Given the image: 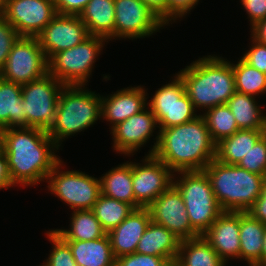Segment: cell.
I'll list each match as a JSON object with an SVG mask.
<instances>
[{
  "label": "cell",
  "instance_id": "cell-5",
  "mask_svg": "<svg viewBox=\"0 0 266 266\" xmlns=\"http://www.w3.org/2000/svg\"><path fill=\"white\" fill-rule=\"evenodd\" d=\"M100 118L99 94L86 90L84 85H64L60 91L55 120L47 133L60 147L63 139L88 129Z\"/></svg>",
  "mask_w": 266,
  "mask_h": 266
},
{
  "label": "cell",
  "instance_id": "cell-18",
  "mask_svg": "<svg viewBox=\"0 0 266 266\" xmlns=\"http://www.w3.org/2000/svg\"><path fill=\"white\" fill-rule=\"evenodd\" d=\"M239 233V212L223 211L202 236L227 264L240 259Z\"/></svg>",
  "mask_w": 266,
  "mask_h": 266
},
{
  "label": "cell",
  "instance_id": "cell-40",
  "mask_svg": "<svg viewBox=\"0 0 266 266\" xmlns=\"http://www.w3.org/2000/svg\"><path fill=\"white\" fill-rule=\"evenodd\" d=\"M241 3L250 18L251 26L266 18V0H241Z\"/></svg>",
  "mask_w": 266,
  "mask_h": 266
},
{
  "label": "cell",
  "instance_id": "cell-49",
  "mask_svg": "<svg viewBox=\"0 0 266 266\" xmlns=\"http://www.w3.org/2000/svg\"><path fill=\"white\" fill-rule=\"evenodd\" d=\"M263 136L266 138V116H265L264 125H263Z\"/></svg>",
  "mask_w": 266,
  "mask_h": 266
},
{
  "label": "cell",
  "instance_id": "cell-35",
  "mask_svg": "<svg viewBox=\"0 0 266 266\" xmlns=\"http://www.w3.org/2000/svg\"><path fill=\"white\" fill-rule=\"evenodd\" d=\"M238 166L266 177V138L264 136L245 154Z\"/></svg>",
  "mask_w": 266,
  "mask_h": 266
},
{
  "label": "cell",
  "instance_id": "cell-9",
  "mask_svg": "<svg viewBox=\"0 0 266 266\" xmlns=\"http://www.w3.org/2000/svg\"><path fill=\"white\" fill-rule=\"evenodd\" d=\"M61 165L60 160L47 176V187L72 210H91L101 194L100 179L77 170L59 171Z\"/></svg>",
  "mask_w": 266,
  "mask_h": 266
},
{
  "label": "cell",
  "instance_id": "cell-45",
  "mask_svg": "<svg viewBox=\"0 0 266 266\" xmlns=\"http://www.w3.org/2000/svg\"><path fill=\"white\" fill-rule=\"evenodd\" d=\"M251 30V37L263 44H266V18L257 22L251 27Z\"/></svg>",
  "mask_w": 266,
  "mask_h": 266
},
{
  "label": "cell",
  "instance_id": "cell-26",
  "mask_svg": "<svg viewBox=\"0 0 266 266\" xmlns=\"http://www.w3.org/2000/svg\"><path fill=\"white\" fill-rule=\"evenodd\" d=\"M262 136L263 130L239 129L232 136L216 143L215 159L225 164L238 165Z\"/></svg>",
  "mask_w": 266,
  "mask_h": 266
},
{
  "label": "cell",
  "instance_id": "cell-19",
  "mask_svg": "<svg viewBox=\"0 0 266 266\" xmlns=\"http://www.w3.org/2000/svg\"><path fill=\"white\" fill-rule=\"evenodd\" d=\"M151 222L148 208L134 209L116 228L107 233L115 258L135 253L140 238Z\"/></svg>",
  "mask_w": 266,
  "mask_h": 266
},
{
  "label": "cell",
  "instance_id": "cell-36",
  "mask_svg": "<svg viewBox=\"0 0 266 266\" xmlns=\"http://www.w3.org/2000/svg\"><path fill=\"white\" fill-rule=\"evenodd\" d=\"M19 34L7 20L0 15V70L7 62L13 44L18 40Z\"/></svg>",
  "mask_w": 266,
  "mask_h": 266
},
{
  "label": "cell",
  "instance_id": "cell-1",
  "mask_svg": "<svg viewBox=\"0 0 266 266\" xmlns=\"http://www.w3.org/2000/svg\"><path fill=\"white\" fill-rule=\"evenodd\" d=\"M0 148L5 152L13 185L33 186L47 179L61 160L59 147L47 131L33 127L0 130ZM55 150V151H54Z\"/></svg>",
  "mask_w": 266,
  "mask_h": 266
},
{
  "label": "cell",
  "instance_id": "cell-14",
  "mask_svg": "<svg viewBox=\"0 0 266 266\" xmlns=\"http://www.w3.org/2000/svg\"><path fill=\"white\" fill-rule=\"evenodd\" d=\"M114 38H145L165 24L141 0H114Z\"/></svg>",
  "mask_w": 266,
  "mask_h": 266
},
{
  "label": "cell",
  "instance_id": "cell-47",
  "mask_svg": "<svg viewBox=\"0 0 266 266\" xmlns=\"http://www.w3.org/2000/svg\"><path fill=\"white\" fill-rule=\"evenodd\" d=\"M166 266H183L179 261L176 259L168 261Z\"/></svg>",
  "mask_w": 266,
  "mask_h": 266
},
{
  "label": "cell",
  "instance_id": "cell-13",
  "mask_svg": "<svg viewBox=\"0 0 266 266\" xmlns=\"http://www.w3.org/2000/svg\"><path fill=\"white\" fill-rule=\"evenodd\" d=\"M56 14L54 0H6L2 16L20 37H37Z\"/></svg>",
  "mask_w": 266,
  "mask_h": 266
},
{
  "label": "cell",
  "instance_id": "cell-15",
  "mask_svg": "<svg viewBox=\"0 0 266 266\" xmlns=\"http://www.w3.org/2000/svg\"><path fill=\"white\" fill-rule=\"evenodd\" d=\"M147 208L153 223L164 226L180 240L200 236L192 228L182 195L174 185L162 193Z\"/></svg>",
  "mask_w": 266,
  "mask_h": 266
},
{
  "label": "cell",
  "instance_id": "cell-28",
  "mask_svg": "<svg viewBox=\"0 0 266 266\" xmlns=\"http://www.w3.org/2000/svg\"><path fill=\"white\" fill-rule=\"evenodd\" d=\"M183 266H225L226 263L202 235L180 241L176 258Z\"/></svg>",
  "mask_w": 266,
  "mask_h": 266
},
{
  "label": "cell",
  "instance_id": "cell-27",
  "mask_svg": "<svg viewBox=\"0 0 266 266\" xmlns=\"http://www.w3.org/2000/svg\"><path fill=\"white\" fill-rule=\"evenodd\" d=\"M101 194L131 204L135 208L132 185V162H125L109 170L100 178Z\"/></svg>",
  "mask_w": 266,
  "mask_h": 266
},
{
  "label": "cell",
  "instance_id": "cell-33",
  "mask_svg": "<svg viewBox=\"0 0 266 266\" xmlns=\"http://www.w3.org/2000/svg\"><path fill=\"white\" fill-rule=\"evenodd\" d=\"M235 89L239 93L257 96L266 92V74L250 66L242 58L237 64H232Z\"/></svg>",
  "mask_w": 266,
  "mask_h": 266
},
{
  "label": "cell",
  "instance_id": "cell-4",
  "mask_svg": "<svg viewBox=\"0 0 266 266\" xmlns=\"http://www.w3.org/2000/svg\"><path fill=\"white\" fill-rule=\"evenodd\" d=\"M203 171L222 211L246 212L259 197L266 177L216 159Z\"/></svg>",
  "mask_w": 266,
  "mask_h": 266
},
{
  "label": "cell",
  "instance_id": "cell-8",
  "mask_svg": "<svg viewBox=\"0 0 266 266\" xmlns=\"http://www.w3.org/2000/svg\"><path fill=\"white\" fill-rule=\"evenodd\" d=\"M63 86L64 84L49 73L22 85L23 108L27 127L45 131L51 128Z\"/></svg>",
  "mask_w": 266,
  "mask_h": 266
},
{
  "label": "cell",
  "instance_id": "cell-41",
  "mask_svg": "<svg viewBox=\"0 0 266 266\" xmlns=\"http://www.w3.org/2000/svg\"><path fill=\"white\" fill-rule=\"evenodd\" d=\"M90 0H54L58 14L80 15Z\"/></svg>",
  "mask_w": 266,
  "mask_h": 266
},
{
  "label": "cell",
  "instance_id": "cell-21",
  "mask_svg": "<svg viewBox=\"0 0 266 266\" xmlns=\"http://www.w3.org/2000/svg\"><path fill=\"white\" fill-rule=\"evenodd\" d=\"M180 241L167 228L151 221L140 238L135 252L159 256L171 261L177 258Z\"/></svg>",
  "mask_w": 266,
  "mask_h": 266
},
{
  "label": "cell",
  "instance_id": "cell-23",
  "mask_svg": "<svg viewBox=\"0 0 266 266\" xmlns=\"http://www.w3.org/2000/svg\"><path fill=\"white\" fill-rule=\"evenodd\" d=\"M79 17L89 35L114 39V0H90Z\"/></svg>",
  "mask_w": 266,
  "mask_h": 266
},
{
  "label": "cell",
  "instance_id": "cell-43",
  "mask_svg": "<svg viewBox=\"0 0 266 266\" xmlns=\"http://www.w3.org/2000/svg\"><path fill=\"white\" fill-rule=\"evenodd\" d=\"M165 25H167V0H141Z\"/></svg>",
  "mask_w": 266,
  "mask_h": 266
},
{
  "label": "cell",
  "instance_id": "cell-38",
  "mask_svg": "<svg viewBox=\"0 0 266 266\" xmlns=\"http://www.w3.org/2000/svg\"><path fill=\"white\" fill-rule=\"evenodd\" d=\"M252 47L241 57L250 66L266 74V44L252 37Z\"/></svg>",
  "mask_w": 266,
  "mask_h": 266
},
{
  "label": "cell",
  "instance_id": "cell-25",
  "mask_svg": "<svg viewBox=\"0 0 266 266\" xmlns=\"http://www.w3.org/2000/svg\"><path fill=\"white\" fill-rule=\"evenodd\" d=\"M64 241L69 245L78 266H115V257L107 234L91 241Z\"/></svg>",
  "mask_w": 266,
  "mask_h": 266
},
{
  "label": "cell",
  "instance_id": "cell-34",
  "mask_svg": "<svg viewBox=\"0 0 266 266\" xmlns=\"http://www.w3.org/2000/svg\"><path fill=\"white\" fill-rule=\"evenodd\" d=\"M47 237L53 248L44 266H78L69 245L54 230H49Z\"/></svg>",
  "mask_w": 266,
  "mask_h": 266
},
{
  "label": "cell",
  "instance_id": "cell-42",
  "mask_svg": "<svg viewBox=\"0 0 266 266\" xmlns=\"http://www.w3.org/2000/svg\"><path fill=\"white\" fill-rule=\"evenodd\" d=\"M246 212L266 225V180L262 185L259 197Z\"/></svg>",
  "mask_w": 266,
  "mask_h": 266
},
{
  "label": "cell",
  "instance_id": "cell-12",
  "mask_svg": "<svg viewBox=\"0 0 266 266\" xmlns=\"http://www.w3.org/2000/svg\"><path fill=\"white\" fill-rule=\"evenodd\" d=\"M143 163H132V185L135 209L147 208L172 185L174 172L154 155H146Z\"/></svg>",
  "mask_w": 266,
  "mask_h": 266
},
{
  "label": "cell",
  "instance_id": "cell-29",
  "mask_svg": "<svg viewBox=\"0 0 266 266\" xmlns=\"http://www.w3.org/2000/svg\"><path fill=\"white\" fill-rule=\"evenodd\" d=\"M256 96L235 92L227 101L239 129L263 130L265 114L261 113Z\"/></svg>",
  "mask_w": 266,
  "mask_h": 266
},
{
  "label": "cell",
  "instance_id": "cell-39",
  "mask_svg": "<svg viewBox=\"0 0 266 266\" xmlns=\"http://www.w3.org/2000/svg\"><path fill=\"white\" fill-rule=\"evenodd\" d=\"M199 0H167V24L185 16Z\"/></svg>",
  "mask_w": 266,
  "mask_h": 266
},
{
  "label": "cell",
  "instance_id": "cell-46",
  "mask_svg": "<svg viewBox=\"0 0 266 266\" xmlns=\"http://www.w3.org/2000/svg\"><path fill=\"white\" fill-rule=\"evenodd\" d=\"M261 266H266V229L263 236V247L261 251Z\"/></svg>",
  "mask_w": 266,
  "mask_h": 266
},
{
  "label": "cell",
  "instance_id": "cell-22",
  "mask_svg": "<svg viewBox=\"0 0 266 266\" xmlns=\"http://www.w3.org/2000/svg\"><path fill=\"white\" fill-rule=\"evenodd\" d=\"M240 259L249 266H261V251L266 225L247 212H239Z\"/></svg>",
  "mask_w": 266,
  "mask_h": 266
},
{
  "label": "cell",
  "instance_id": "cell-10",
  "mask_svg": "<svg viewBox=\"0 0 266 266\" xmlns=\"http://www.w3.org/2000/svg\"><path fill=\"white\" fill-rule=\"evenodd\" d=\"M48 73V59L37 37H19L13 44L0 77L20 85Z\"/></svg>",
  "mask_w": 266,
  "mask_h": 266
},
{
  "label": "cell",
  "instance_id": "cell-44",
  "mask_svg": "<svg viewBox=\"0 0 266 266\" xmlns=\"http://www.w3.org/2000/svg\"><path fill=\"white\" fill-rule=\"evenodd\" d=\"M14 186L10 178L8 161L5 152L0 148V189Z\"/></svg>",
  "mask_w": 266,
  "mask_h": 266
},
{
  "label": "cell",
  "instance_id": "cell-11",
  "mask_svg": "<svg viewBox=\"0 0 266 266\" xmlns=\"http://www.w3.org/2000/svg\"><path fill=\"white\" fill-rule=\"evenodd\" d=\"M175 76L171 83L158 88L151 102L147 103L155 115L159 131L190 122L199 116L185 93L181 77L178 74Z\"/></svg>",
  "mask_w": 266,
  "mask_h": 266
},
{
  "label": "cell",
  "instance_id": "cell-24",
  "mask_svg": "<svg viewBox=\"0 0 266 266\" xmlns=\"http://www.w3.org/2000/svg\"><path fill=\"white\" fill-rule=\"evenodd\" d=\"M12 127H27L22 85L0 77V130Z\"/></svg>",
  "mask_w": 266,
  "mask_h": 266
},
{
  "label": "cell",
  "instance_id": "cell-37",
  "mask_svg": "<svg viewBox=\"0 0 266 266\" xmlns=\"http://www.w3.org/2000/svg\"><path fill=\"white\" fill-rule=\"evenodd\" d=\"M167 263L163 257L137 252L115 258V266H166Z\"/></svg>",
  "mask_w": 266,
  "mask_h": 266
},
{
  "label": "cell",
  "instance_id": "cell-16",
  "mask_svg": "<svg viewBox=\"0 0 266 266\" xmlns=\"http://www.w3.org/2000/svg\"><path fill=\"white\" fill-rule=\"evenodd\" d=\"M89 36L79 15L57 13L37 38L49 60L54 54L75 47Z\"/></svg>",
  "mask_w": 266,
  "mask_h": 266
},
{
  "label": "cell",
  "instance_id": "cell-30",
  "mask_svg": "<svg viewBox=\"0 0 266 266\" xmlns=\"http://www.w3.org/2000/svg\"><path fill=\"white\" fill-rule=\"evenodd\" d=\"M70 220L69 230H54L63 240L91 241L107 234L92 210L73 211Z\"/></svg>",
  "mask_w": 266,
  "mask_h": 266
},
{
  "label": "cell",
  "instance_id": "cell-20",
  "mask_svg": "<svg viewBox=\"0 0 266 266\" xmlns=\"http://www.w3.org/2000/svg\"><path fill=\"white\" fill-rule=\"evenodd\" d=\"M146 91L142 86L127 87L117 90L110 97L101 96V118L110 121L112 128L141 112L147 106Z\"/></svg>",
  "mask_w": 266,
  "mask_h": 266
},
{
  "label": "cell",
  "instance_id": "cell-48",
  "mask_svg": "<svg viewBox=\"0 0 266 266\" xmlns=\"http://www.w3.org/2000/svg\"><path fill=\"white\" fill-rule=\"evenodd\" d=\"M6 0H0V15H2Z\"/></svg>",
  "mask_w": 266,
  "mask_h": 266
},
{
  "label": "cell",
  "instance_id": "cell-32",
  "mask_svg": "<svg viewBox=\"0 0 266 266\" xmlns=\"http://www.w3.org/2000/svg\"><path fill=\"white\" fill-rule=\"evenodd\" d=\"M205 112L202 116L215 143L232 136L239 130L234 115L227 104L215 106L205 110Z\"/></svg>",
  "mask_w": 266,
  "mask_h": 266
},
{
  "label": "cell",
  "instance_id": "cell-17",
  "mask_svg": "<svg viewBox=\"0 0 266 266\" xmlns=\"http://www.w3.org/2000/svg\"><path fill=\"white\" fill-rule=\"evenodd\" d=\"M157 125L155 115L151 109L148 110V107H146L141 112L111 128L114 142L113 149L117 153L125 155L138 151L153 136Z\"/></svg>",
  "mask_w": 266,
  "mask_h": 266
},
{
  "label": "cell",
  "instance_id": "cell-6",
  "mask_svg": "<svg viewBox=\"0 0 266 266\" xmlns=\"http://www.w3.org/2000/svg\"><path fill=\"white\" fill-rule=\"evenodd\" d=\"M173 185L182 195L192 228L203 235L223 212L204 171H179Z\"/></svg>",
  "mask_w": 266,
  "mask_h": 266
},
{
  "label": "cell",
  "instance_id": "cell-3",
  "mask_svg": "<svg viewBox=\"0 0 266 266\" xmlns=\"http://www.w3.org/2000/svg\"><path fill=\"white\" fill-rule=\"evenodd\" d=\"M178 75L195 110L226 104L236 92L233 67L221 57L199 58L180 70Z\"/></svg>",
  "mask_w": 266,
  "mask_h": 266
},
{
  "label": "cell",
  "instance_id": "cell-7",
  "mask_svg": "<svg viewBox=\"0 0 266 266\" xmlns=\"http://www.w3.org/2000/svg\"><path fill=\"white\" fill-rule=\"evenodd\" d=\"M106 40L90 35L75 47L54 54L48 60V73L64 85H86Z\"/></svg>",
  "mask_w": 266,
  "mask_h": 266
},
{
  "label": "cell",
  "instance_id": "cell-31",
  "mask_svg": "<svg viewBox=\"0 0 266 266\" xmlns=\"http://www.w3.org/2000/svg\"><path fill=\"white\" fill-rule=\"evenodd\" d=\"M134 209L131 204L100 194L91 210L102 229L108 233L125 220Z\"/></svg>",
  "mask_w": 266,
  "mask_h": 266
},
{
  "label": "cell",
  "instance_id": "cell-2",
  "mask_svg": "<svg viewBox=\"0 0 266 266\" xmlns=\"http://www.w3.org/2000/svg\"><path fill=\"white\" fill-rule=\"evenodd\" d=\"M147 155H154L173 172L203 171L215 159L216 143L212 140L204 117L162 129Z\"/></svg>",
  "mask_w": 266,
  "mask_h": 266
}]
</instances>
